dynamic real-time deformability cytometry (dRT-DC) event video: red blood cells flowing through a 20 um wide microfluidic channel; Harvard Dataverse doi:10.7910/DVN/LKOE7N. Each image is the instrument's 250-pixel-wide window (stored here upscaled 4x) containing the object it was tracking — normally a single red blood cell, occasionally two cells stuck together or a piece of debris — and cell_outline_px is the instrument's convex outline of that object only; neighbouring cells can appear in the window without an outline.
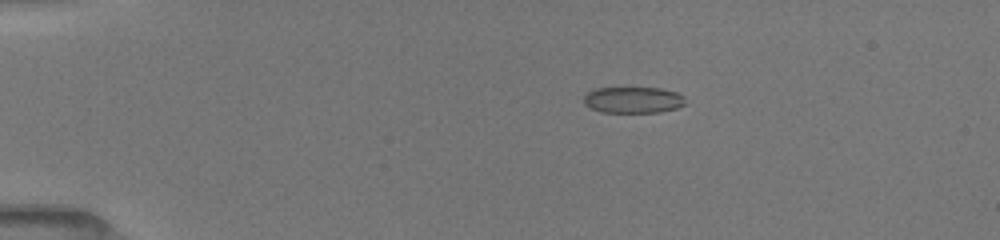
{"species": "common noctule bat (a hibernating species)", "species_latin": "Nyctalus noctula", "temperature_condition": "room temperature", "stored_images_in_passage": 28, "camera_frame_rate_fps": 3000, "um_per_image_px": 0.085, "animal": {"sex": "female", "body_mass_g": 19.5, "forearm_length_mm": 54.1}, "frame": {"image": 1, "passage_image": 12, "time_ms": 3.333, "image_size_px": [1000, 240], "cell_outline_px": [[684, 104], [676, 108], [660, 112], [600, 112], [584, 104], [584, 96], [588, 92], [596, 88], [660, 88], [676, 92], [684, 96]], "centroid_in_image_um": [53.81, 8.49], "position_along_channel_um": 31.2, "area_um2": 15.43}}
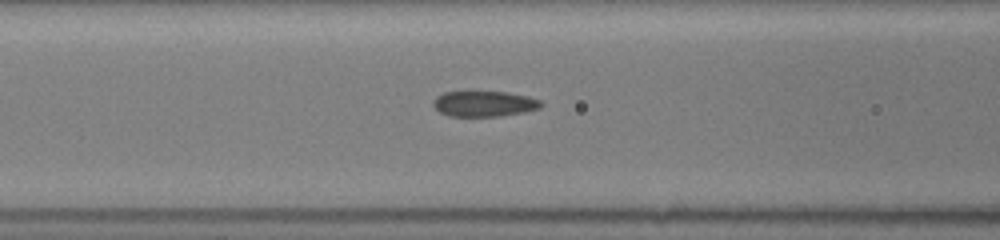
{"frame": {"image": 2, "passage_image": 24, "time_ms": 7.333, "image_size_px": [1000, 240], "cell_outline_px": [[544, 104], [540, 108], [524, 112], [500, 116], [448, 116], [440, 112], [432, 104], [436, 96], [444, 92], [508, 92], [528, 96], [540, 100]], "centroid_in_image_um": [41.17, 8.82], "position_along_channel_um": 125.4, "area_um2": 16.07}}
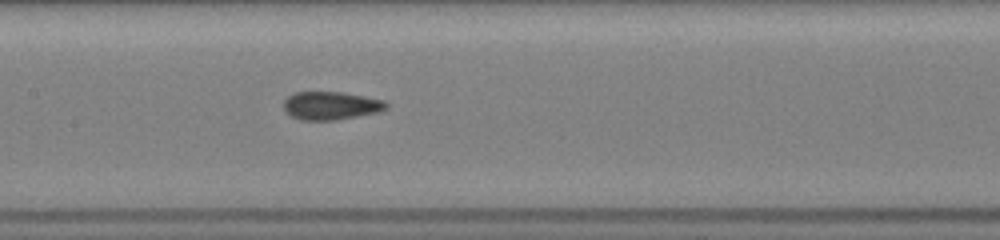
{"frame": {"image": 3, "passage_image": 28, "time_ms": 8.667, "image_size_px": [1000, 240], "cell_outline_px": [[388, 108], [376, 112], [336, 120], [300, 120], [284, 112], [284, 100], [292, 92], [344, 92], [384, 100], [388, 104]], "centroid_in_image_um": [28.09, 8.97], "position_along_channel_um": 179.3, "area_um2": 16.88}}